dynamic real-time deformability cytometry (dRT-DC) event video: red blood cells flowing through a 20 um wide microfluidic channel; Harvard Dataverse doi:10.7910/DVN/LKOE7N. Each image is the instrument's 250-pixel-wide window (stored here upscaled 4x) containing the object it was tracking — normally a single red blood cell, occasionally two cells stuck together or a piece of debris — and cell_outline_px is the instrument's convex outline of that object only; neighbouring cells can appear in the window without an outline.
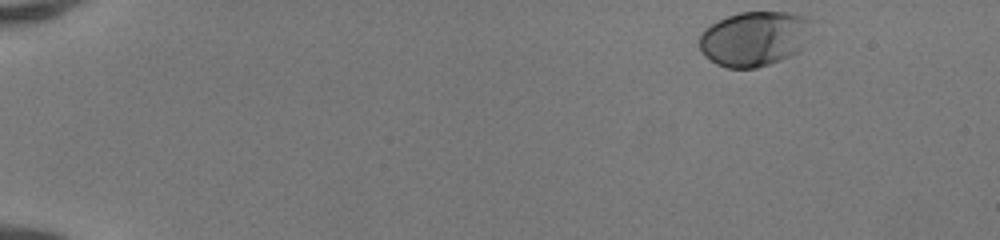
{"species": "human", "species_latin": "Homo sapiens", "temperature_condition": "room temperature", "stored_images_in_passage": 46, "camera_frame_rate_fps": 3000, "um_per_image_px": 0.085, "donor": {"sex": "female"}, "frame": {"image": 1, "passage_image": 1, "time_ms": 0.0, "image_size_px": [1000, 240], "cell_outline_px": [[812, 20], [800, 52], [792, 56], [756, 68], [728, 68], [716, 64], [704, 56], [700, 48], [700, 32], [704, 28], [728, 16], [740, 12], [788, 12], [808, 16]], "centroid_in_image_um": [64.11, 3.28], "position_along_channel_um": 20.9, "area_um2": 35.95}}
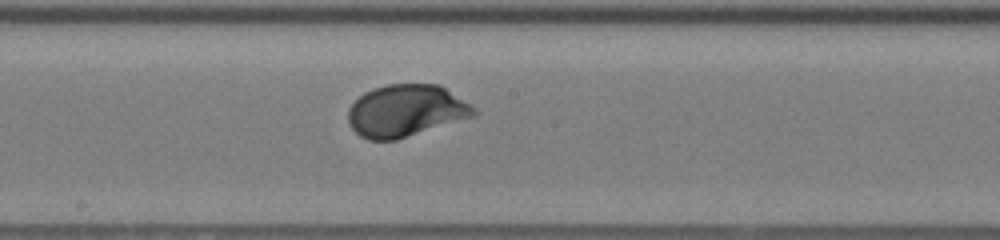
{"frame": {"image": 2, "passage_image": 25, "time_ms": 8.0, "image_size_px": [1000, 240], "cell_outline_px": [[476, 112], [472, 116], [396, 140], [368, 140], [360, 136], [348, 124], [348, 108], [364, 92], [372, 88], [388, 84], [440, 84], [468, 104]], "centroid_in_image_um": [34.42, 9.41], "position_along_channel_um": 213.8, "area_um2": 37.63}}
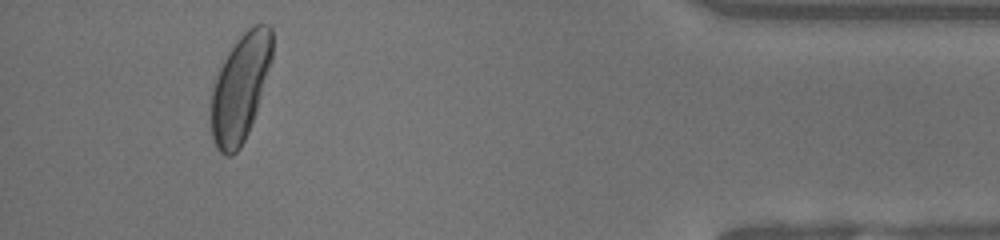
{"frame": {"image": 3, "passage_image": 43, "time_ms": 14.0, "image_size_px": [1000, 240], "cell_outline_px": [[272, 60], [256, 112], [252, 124], [240, 148], [232, 156], [224, 156], [216, 148], [212, 140], [212, 88], [216, 76], [228, 52], [236, 40], [248, 28], [256, 24], [268, 24], [272, 28]], "centroid_in_image_um": [20.43, 7.47], "position_along_channel_um": 414.8, "area_um2": 38.03}, "authors_computed_cell_mechanics": {"area_um2": 36.3273, "velocity_mm_per_s": 4.1206, "shape_relaxation_time_tau1_ms": 1.5539, "shape_relaxation_time_tau2_ms": null, "deformation_change_tau1": 0.133, "deformation_change_tau2": null}}